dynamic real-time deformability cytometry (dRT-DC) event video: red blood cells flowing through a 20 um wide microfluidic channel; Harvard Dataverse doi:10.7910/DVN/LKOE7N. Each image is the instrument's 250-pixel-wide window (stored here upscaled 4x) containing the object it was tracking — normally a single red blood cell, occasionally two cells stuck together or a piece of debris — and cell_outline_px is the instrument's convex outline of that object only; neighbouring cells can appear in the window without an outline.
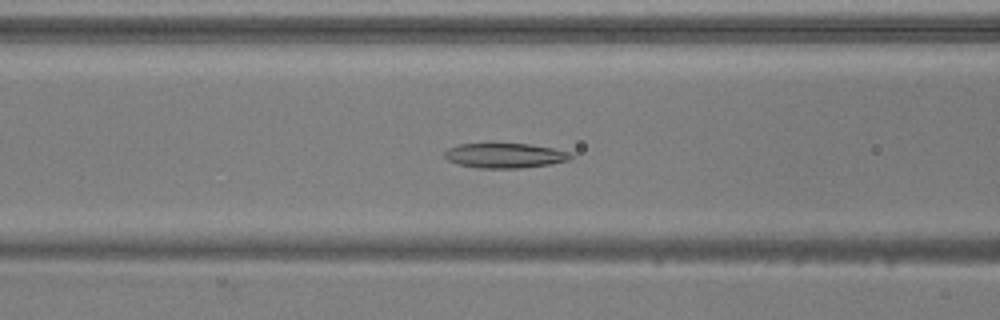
{"species": "common noctule bat (a hibernating species)", "species_latin": "Nyctalus noctula", "temperature_condition": "warm", "stored_images_in_passage": 52, "camera_frame_rate_fps": 3000, "um_per_image_px": 0.085, "animal": {"sex": "male", "body_mass_g": 20.5, "forearm_length_mm": 52.5}, "frame": {"image": 1, "passage_image": 21, "time_ms": 6.667, "image_size_px": [1000, 320], "cell_outline_px": [[572, 156], [568, 160], [548, 164], [520, 168], [480, 168], [460, 164], [448, 160], [444, 156], [444, 152], [448, 148], [460, 144], [528, 144], [552, 148], [572, 152]], "centroid_in_image_um": [42.91, 13.22], "position_along_channel_um": 123.7, "area_um2": 17.98}}
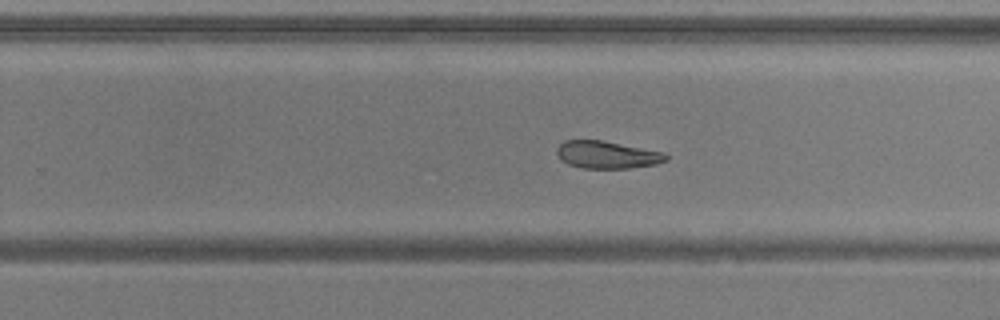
{"frame": {"image": 2, "passage_image": 33, "time_ms": 10.667, "image_size_px": [1000, 320], "cell_outline_px": [[668, 160], [656, 164], [628, 168], [584, 168], [568, 164], [560, 160], [556, 152], [556, 148], [564, 140], [600, 140], [664, 152], [668, 156]], "centroid_in_image_um": [51.58, 13.15], "position_along_channel_um": 278.2, "area_um2": 17.4}}
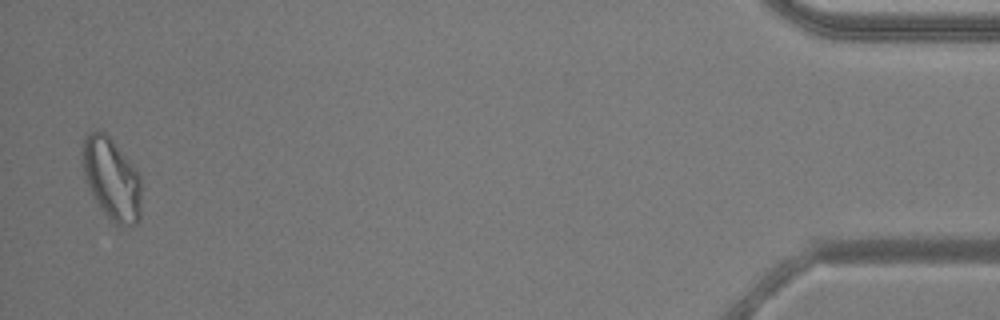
{"frame": {"image": 3, "passage_image": 51, "time_ms": 16.667, "image_size_px": [1000, 320], "cell_outline_px": [[140, 216], [136, 224], [128, 228], [120, 228], [104, 212], [92, 196], [84, 180], [84, 140], [88, 132], [96, 128], [104, 132], [108, 136], [136, 168], [140, 176]], "centroid_in_image_um": [9.5, 15.24], "position_along_channel_um": 425.7, "area_um2": 28.03}, "authors_computed_cell_mechanics": {"area_um2": 21.0681, "velocity_mm_per_s": 3.8644, "shape_relaxation_time_tau1_ms": 4.974, "shape_relaxation_time_tau2_ms": 10.5564, "deformation_change_tau1": 0.1272, "deformation_change_tau2": 0.209}}